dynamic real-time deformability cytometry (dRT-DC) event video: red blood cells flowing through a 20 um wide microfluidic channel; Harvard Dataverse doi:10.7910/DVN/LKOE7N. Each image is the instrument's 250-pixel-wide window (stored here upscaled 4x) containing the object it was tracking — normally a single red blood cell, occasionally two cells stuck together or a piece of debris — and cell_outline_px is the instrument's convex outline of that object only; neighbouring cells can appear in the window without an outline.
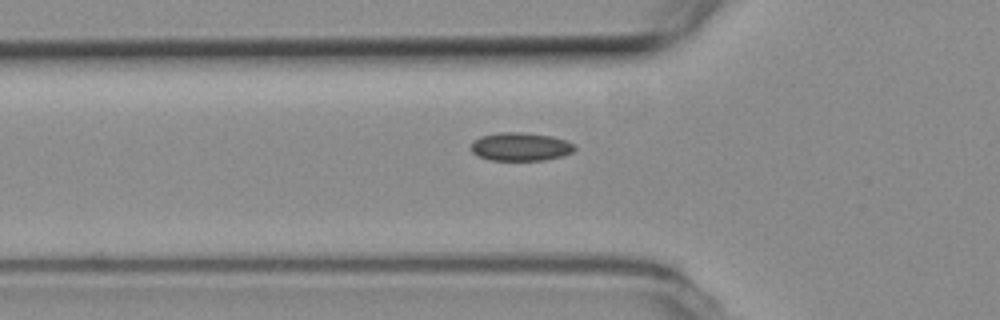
{"species": "common noctule bat (a hibernating species)", "species_latin": "Nyctalus noctula", "temperature_condition": "room temperature", "stored_images_in_passage": 38, "camera_frame_rate_fps": 3000, "um_per_image_px": 0.085, "animal": {"sex": "female", "body_mass_g": 19.3, "forearm_length_mm": 54.1}, "frame": {"image": 1, "passage_image": 9, "time_ms": 2.667, "image_size_px": [1000, 320], "cell_outline_px": [[576, 148], [572, 152], [560, 156], [544, 160], [492, 160], [480, 156], [472, 152], [472, 140], [480, 136], [500, 132], [524, 132], [552, 136], [576, 144]], "centroid_in_image_um": [44.25, 12.45], "position_along_channel_um": 81.6, "area_um2": 17.05}}
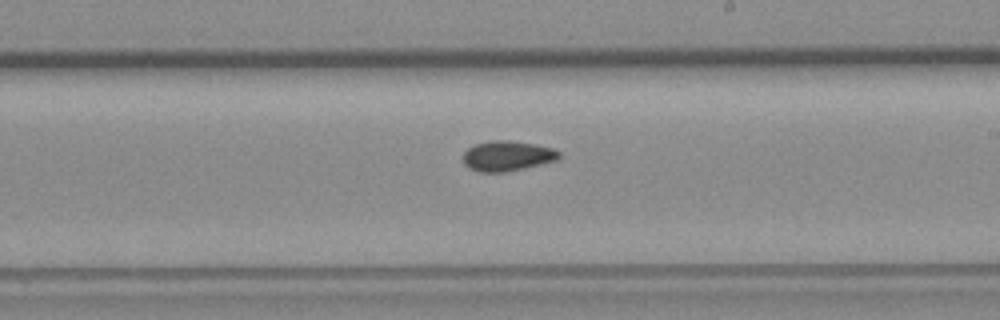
{"frame": {"image": 2, "passage_image": 22, "time_ms": 7.0, "image_size_px": [1000, 320], "cell_outline_px": [[560, 156], [556, 160], [540, 164], [504, 172], [480, 172], [468, 168], [464, 164], [464, 152], [468, 148], [476, 144], [492, 140], [508, 140], [532, 144], [552, 148], [560, 152]], "centroid_in_image_um": [43.09, 13.25], "position_along_channel_um": 245.9, "area_um2": 16.59}}
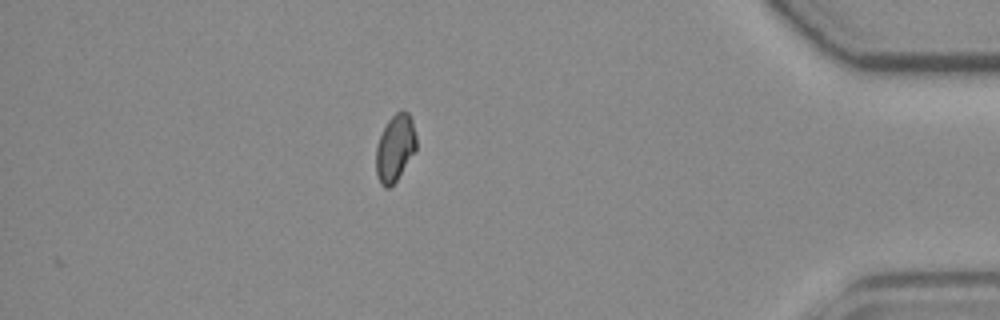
{"frame": {"image": 3, "passage_image": 38, "time_ms": 12.333, "image_size_px": [1000, 320], "cell_outline_px": [[416, 148], [396, 180], [388, 188], [384, 188], [380, 184], [376, 176], [376, 148], [380, 136], [388, 120], [396, 112], [408, 112], [412, 120], [416, 136]], "centroid_in_image_um": [33.56, 12.59], "position_along_channel_um": 401.6, "area_um2": 15.37}, "authors_computed_cell_mechanics": {"area_um2": 16.473, "velocity_mm_per_s": 3.7791, "shape_relaxation_time_tau1_ms": null, "shape_relaxation_time_tau2_ms": 4.4925, "deformation_change_tau1": null, "deformation_change_tau2": 0.0683}}